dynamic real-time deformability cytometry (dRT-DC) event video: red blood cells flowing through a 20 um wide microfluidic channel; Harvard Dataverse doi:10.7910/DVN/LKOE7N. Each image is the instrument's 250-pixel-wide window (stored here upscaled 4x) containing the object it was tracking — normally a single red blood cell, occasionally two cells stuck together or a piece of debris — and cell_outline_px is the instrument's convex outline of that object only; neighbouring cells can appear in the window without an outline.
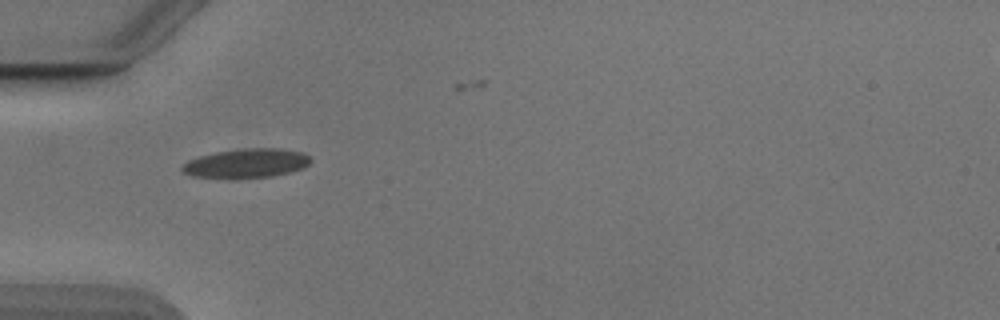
{"species": "Egyptian fruit bat (a non-hibernating species)", "species_latin": "Rousettus aegyptiacus", "temperature_condition": "cold", "stored_images_in_passage": 26, "camera_frame_rate_fps": 3000, "um_per_image_px": 0.085, "animal": {"sex": "male"}, "frame": {"image": 1, "passage_image": 1, "time_ms": 0.0, "image_size_px": [1000, 320], "cell_outline_px": [[312, 160], [308, 164], [300, 168], [288, 172], [272, 176], [236, 180], [228, 180], [192, 176], [184, 172], [180, 168], [188, 160], [200, 156], [216, 152], [244, 148], [280, 148], [300, 152], [308, 156]], "centroid_in_image_um": [20.88, 13.91], "position_along_channel_um": 64.1, "area_um2": 22.14}}
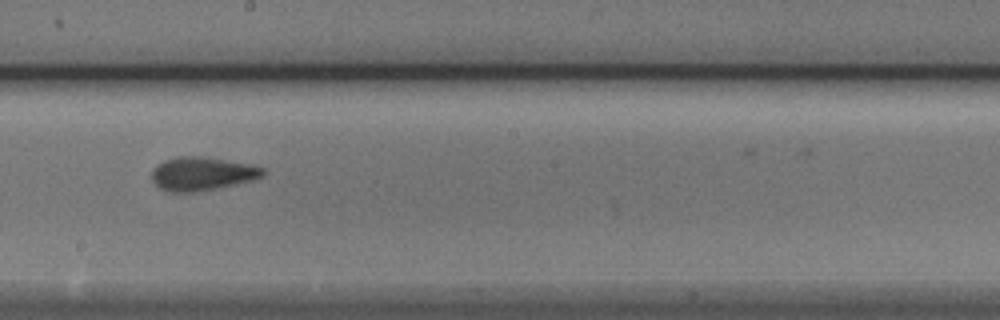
{"frame": {"image": 2, "passage_image": 14, "time_ms": 4.333, "image_size_px": [1000, 320], "cell_outline_px": [[264, 176], [252, 180], [220, 188], [192, 192], [168, 192], [160, 188], [152, 180], [152, 168], [164, 160], [176, 156], [208, 156], [252, 164], [264, 168]], "centroid_in_image_um": [17.19, 14.75], "position_along_channel_um": 231.0, "area_um2": 22.08}}
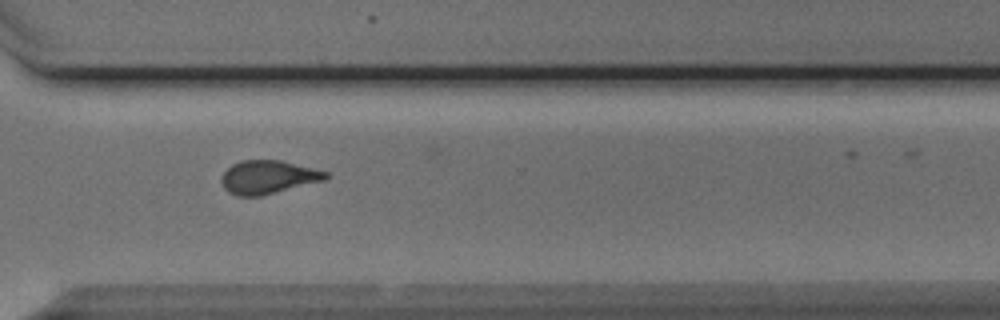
{"frame": {"image": 3, "passage_image": 23, "time_ms": 7.333, "image_size_px": [1000, 320], "cell_outline_px": [[328, 176], [324, 180], [260, 196], [236, 196], [228, 192], [224, 188], [220, 180], [220, 176], [232, 164], [240, 160], [280, 160], [328, 172]], "centroid_in_image_um": [22.73, 15.05], "position_along_channel_um": 347.9, "area_um2": 20.17}, "authors_computed_cell_mechanics": {"area_um2": 20.6924, "velocity_mm_per_s": 3.8998, "shape_relaxation_time_tau1_ms": 5.769, "shape_relaxation_time_tau2_ms": 2.4487, "deformation_change_tau1": 0.1491, "deformation_change_tau2": 0.0721}}